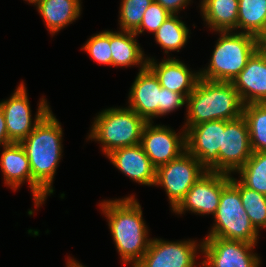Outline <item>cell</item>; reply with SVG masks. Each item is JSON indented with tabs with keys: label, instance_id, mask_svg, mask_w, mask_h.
Returning <instances> with one entry per match:
<instances>
[{
	"label": "cell",
	"instance_id": "5bb4252c",
	"mask_svg": "<svg viewBox=\"0 0 266 267\" xmlns=\"http://www.w3.org/2000/svg\"><path fill=\"white\" fill-rule=\"evenodd\" d=\"M195 241L151 239L148 250L134 267H195Z\"/></svg>",
	"mask_w": 266,
	"mask_h": 267
},
{
	"label": "cell",
	"instance_id": "ba28073f",
	"mask_svg": "<svg viewBox=\"0 0 266 267\" xmlns=\"http://www.w3.org/2000/svg\"><path fill=\"white\" fill-rule=\"evenodd\" d=\"M0 106L5 116L9 139L14 143H20L24 140L50 111L47 101L42 98L32 123L29 100L23 83L19 85L10 99L1 102Z\"/></svg>",
	"mask_w": 266,
	"mask_h": 267
},
{
	"label": "cell",
	"instance_id": "f1b7e54d",
	"mask_svg": "<svg viewBox=\"0 0 266 267\" xmlns=\"http://www.w3.org/2000/svg\"><path fill=\"white\" fill-rule=\"evenodd\" d=\"M82 49L87 51L97 63L112 66L110 31H104L92 36Z\"/></svg>",
	"mask_w": 266,
	"mask_h": 267
},
{
	"label": "cell",
	"instance_id": "1f68e13d",
	"mask_svg": "<svg viewBox=\"0 0 266 267\" xmlns=\"http://www.w3.org/2000/svg\"><path fill=\"white\" fill-rule=\"evenodd\" d=\"M165 8L171 15H177L178 11L187 6L191 0H154Z\"/></svg>",
	"mask_w": 266,
	"mask_h": 267
},
{
	"label": "cell",
	"instance_id": "8fae6325",
	"mask_svg": "<svg viewBox=\"0 0 266 267\" xmlns=\"http://www.w3.org/2000/svg\"><path fill=\"white\" fill-rule=\"evenodd\" d=\"M230 181V174L207 171L194 183L173 211L183 214L184 210H190L197 214L214 215L219 206L222 189Z\"/></svg>",
	"mask_w": 266,
	"mask_h": 267
},
{
	"label": "cell",
	"instance_id": "7a4b0ae2",
	"mask_svg": "<svg viewBox=\"0 0 266 267\" xmlns=\"http://www.w3.org/2000/svg\"><path fill=\"white\" fill-rule=\"evenodd\" d=\"M62 128L50 110L34 130L20 142L24 148L32 179L47 193L52 194V182L62 156Z\"/></svg>",
	"mask_w": 266,
	"mask_h": 267
},
{
	"label": "cell",
	"instance_id": "5b68a950",
	"mask_svg": "<svg viewBox=\"0 0 266 267\" xmlns=\"http://www.w3.org/2000/svg\"><path fill=\"white\" fill-rule=\"evenodd\" d=\"M146 123L129 107L109 108L97 115L88 139L100 141L103 153L108 155L116 149L139 144Z\"/></svg>",
	"mask_w": 266,
	"mask_h": 267
},
{
	"label": "cell",
	"instance_id": "d6986e66",
	"mask_svg": "<svg viewBox=\"0 0 266 267\" xmlns=\"http://www.w3.org/2000/svg\"><path fill=\"white\" fill-rule=\"evenodd\" d=\"M147 67L155 74L161 87L182 94L186 99L194 90L200 73H192L178 59H163L157 64L153 59H147Z\"/></svg>",
	"mask_w": 266,
	"mask_h": 267
},
{
	"label": "cell",
	"instance_id": "ac0fdd59",
	"mask_svg": "<svg viewBox=\"0 0 266 267\" xmlns=\"http://www.w3.org/2000/svg\"><path fill=\"white\" fill-rule=\"evenodd\" d=\"M232 84L244 105L266 103V59L256 51Z\"/></svg>",
	"mask_w": 266,
	"mask_h": 267
},
{
	"label": "cell",
	"instance_id": "6da1fadb",
	"mask_svg": "<svg viewBox=\"0 0 266 267\" xmlns=\"http://www.w3.org/2000/svg\"><path fill=\"white\" fill-rule=\"evenodd\" d=\"M109 219V228L123 262L134 267L148 250L151 239L142 217L140 204L134 196L107 200L100 204Z\"/></svg>",
	"mask_w": 266,
	"mask_h": 267
},
{
	"label": "cell",
	"instance_id": "7402d4cb",
	"mask_svg": "<svg viewBox=\"0 0 266 267\" xmlns=\"http://www.w3.org/2000/svg\"><path fill=\"white\" fill-rule=\"evenodd\" d=\"M135 37H137L136 34L130 31L118 33L110 31L112 66L128 67L138 64H140L141 68L147 66V58H143V51Z\"/></svg>",
	"mask_w": 266,
	"mask_h": 267
},
{
	"label": "cell",
	"instance_id": "4dcf8cb0",
	"mask_svg": "<svg viewBox=\"0 0 266 267\" xmlns=\"http://www.w3.org/2000/svg\"><path fill=\"white\" fill-rule=\"evenodd\" d=\"M186 100L187 99L182 94L161 87L160 115L163 116L182 107Z\"/></svg>",
	"mask_w": 266,
	"mask_h": 267
},
{
	"label": "cell",
	"instance_id": "d6a6232c",
	"mask_svg": "<svg viewBox=\"0 0 266 267\" xmlns=\"http://www.w3.org/2000/svg\"><path fill=\"white\" fill-rule=\"evenodd\" d=\"M13 143L8 136V132L6 129V123H5V116L2 110V107L0 106V145L6 146Z\"/></svg>",
	"mask_w": 266,
	"mask_h": 267
},
{
	"label": "cell",
	"instance_id": "52a82bcc",
	"mask_svg": "<svg viewBox=\"0 0 266 267\" xmlns=\"http://www.w3.org/2000/svg\"><path fill=\"white\" fill-rule=\"evenodd\" d=\"M208 170L187 150L157 168L155 185L165 188L172 210Z\"/></svg>",
	"mask_w": 266,
	"mask_h": 267
},
{
	"label": "cell",
	"instance_id": "cb8c5ba5",
	"mask_svg": "<svg viewBox=\"0 0 266 267\" xmlns=\"http://www.w3.org/2000/svg\"><path fill=\"white\" fill-rule=\"evenodd\" d=\"M242 116L248 124L252 151H266V103L243 105Z\"/></svg>",
	"mask_w": 266,
	"mask_h": 267
},
{
	"label": "cell",
	"instance_id": "4316f807",
	"mask_svg": "<svg viewBox=\"0 0 266 267\" xmlns=\"http://www.w3.org/2000/svg\"><path fill=\"white\" fill-rule=\"evenodd\" d=\"M230 182L239 190L242 205L254 228L258 231L260 227H266V196L245 187L235 178L231 177Z\"/></svg>",
	"mask_w": 266,
	"mask_h": 267
},
{
	"label": "cell",
	"instance_id": "7c38bea8",
	"mask_svg": "<svg viewBox=\"0 0 266 267\" xmlns=\"http://www.w3.org/2000/svg\"><path fill=\"white\" fill-rule=\"evenodd\" d=\"M147 122L141 134V146L152 164L158 168L167 164L186 151V131L183 129L182 135L169 127L152 125Z\"/></svg>",
	"mask_w": 266,
	"mask_h": 267
},
{
	"label": "cell",
	"instance_id": "30bf717a",
	"mask_svg": "<svg viewBox=\"0 0 266 267\" xmlns=\"http://www.w3.org/2000/svg\"><path fill=\"white\" fill-rule=\"evenodd\" d=\"M256 244L206 237L200 244L206 259L202 267H259L260 258L251 253Z\"/></svg>",
	"mask_w": 266,
	"mask_h": 267
},
{
	"label": "cell",
	"instance_id": "83f0119b",
	"mask_svg": "<svg viewBox=\"0 0 266 267\" xmlns=\"http://www.w3.org/2000/svg\"><path fill=\"white\" fill-rule=\"evenodd\" d=\"M154 0H122L120 7V28L122 31L135 32L142 21L145 11Z\"/></svg>",
	"mask_w": 266,
	"mask_h": 267
},
{
	"label": "cell",
	"instance_id": "d590c367",
	"mask_svg": "<svg viewBox=\"0 0 266 267\" xmlns=\"http://www.w3.org/2000/svg\"><path fill=\"white\" fill-rule=\"evenodd\" d=\"M26 1V0H25ZM27 1H29L30 3H35L37 0H27Z\"/></svg>",
	"mask_w": 266,
	"mask_h": 267
},
{
	"label": "cell",
	"instance_id": "3957f363",
	"mask_svg": "<svg viewBox=\"0 0 266 267\" xmlns=\"http://www.w3.org/2000/svg\"><path fill=\"white\" fill-rule=\"evenodd\" d=\"M187 103L185 131L194 125L212 121H231L243 114V103L232 82L210 81L199 78Z\"/></svg>",
	"mask_w": 266,
	"mask_h": 267
},
{
	"label": "cell",
	"instance_id": "836d02e7",
	"mask_svg": "<svg viewBox=\"0 0 266 267\" xmlns=\"http://www.w3.org/2000/svg\"><path fill=\"white\" fill-rule=\"evenodd\" d=\"M256 51L266 59V28L256 37Z\"/></svg>",
	"mask_w": 266,
	"mask_h": 267
},
{
	"label": "cell",
	"instance_id": "e575fe53",
	"mask_svg": "<svg viewBox=\"0 0 266 267\" xmlns=\"http://www.w3.org/2000/svg\"><path fill=\"white\" fill-rule=\"evenodd\" d=\"M67 267H84L82 266L79 262H77L76 260H73V259H68V262H67Z\"/></svg>",
	"mask_w": 266,
	"mask_h": 267
},
{
	"label": "cell",
	"instance_id": "9c48e42d",
	"mask_svg": "<svg viewBox=\"0 0 266 267\" xmlns=\"http://www.w3.org/2000/svg\"><path fill=\"white\" fill-rule=\"evenodd\" d=\"M253 153L246 119L222 120V147L219 149V172L238 171Z\"/></svg>",
	"mask_w": 266,
	"mask_h": 267
},
{
	"label": "cell",
	"instance_id": "e0dca14e",
	"mask_svg": "<svg viewBox=\"0 0 266 267\" xmlns=\"http://www.w3.org/2000/svg\"><path fill=\"white\" fill-rule=\"evenodd\" d=\"M107 156L111 163L130 179L144 185H155L157 168L140 143L116 149Z\"/></svg>",
	"mask_w": 266,
	"mask_h": 267
},
{
	"label": "cell",
	"instance_id": "f546056e",
	"mask_svg": "<svg viewBox=\"0 0 266 267\" xmlns=\"http://www.w3.org/2000/svg\"><path fill=\"white\" fill-rule=\"evenodd\" d=\"M170 16L171 14L165 8L154 1L145 11L141 24L134 33L141 34L145 29L155 33Z\"/></svg>",
	"mask_w": 266,
	"mask_h": 267
},
{
	"label": "cell",
	"instance_id": "277c9868",
	"mask_svg": "<svg viewBox=\"0 0 266 267\" xmlns=\"http://www.w3.org/2000/svg\"><path fill=\"white\" fill-rule=\"evenodd\" d=\"M220 38L207 69L200 78L210 81L232 82L256 52V38L246 33L219 32Z\"/></svg>",
	"mask_w": 266,
	"mask_h": 267
},
{
	"label": "cell",
	"instance_id": "4fadbf2b",
	"mask_svg": "<svg viewBox=\"0 0 266 267\" xmlns=\"http://www.w3.org/2000/svg\"><path fill=\"white\" fill-rule=\"evenodd\" d=\"M222 120H212L186 130V150L208 170L219 172Z\"/></svg>",
	"mask_w": 266,
	"mask_h": 267
},
{
	"label": "cell",
	"instance_id": "484cf974",
	"mask_svg": "<svg viewBox=\"0 0 266 267\" xmlns=\"http://www.w3.org/2000/svg\"><path fill=\"white\" fill-rule=\"evenodd\" d=\"M237 172L245 187L266 196V151L253 152Z\"/></svg>",
	"mask_w": 266,
	"mask_h": 267
},
{
	"label": "cell",
	"instance_id": "ffe728a7",
	"mask_svg": "<svg viewBox=\"0 0 266 267\" xmlns=\"http://www.w3.org/2000/svg\"><path fill=\"white\" fill-rule=\"evenodd\" d=\"M34 4L52 35L71 24L81 13L80 0H37Z\"/></svg>",
	"mask_w": 266,
	"mask_h": 267
},
{
	"label": "cell",
	"instance_id": "2e32d148",
	"mask_svg": "<svg viewBox=\"0 0 266 267\" xmlns=\"http://www.w3.org/2000/svg\"><path fill=\"white\" fill-rule=\"evenodd\" d=\"M128 97V107L146 122H152L153 117L160 116L161 85L147 66L140 68Z\"/></svg>",
	"mask_w": 266,
	"mask_h": 267
},
{
	"label": "cell",
	"instance_id": "44dd1931",
	"mask_svg": "<svg viewBox=\"0 0 266 267\" xmlns=\"http://www.w3.org/2000/svg\"><path fill=\"white\" fill-rule=\"evenodd\" d=\"M239 0H202L201 12L209 27L218 32L238 28Z\"/></svg>",
	"mask_w": 266,
	"mask_h": 267
},
{
	"label": "cell",
	"instance_id": "603a6c76",
	"mask_svg": "<svg viewBox=\"0 0 266 267\" xmlns=\"http://www.w3.org/2000/svg\"><path fill=\"white\" fill-rule=\"evenodd\" d=\"M238 28L257 36L266 28V0H239Z\"/></svg>",
	"mask_w": 266,
	"mask_h": 267
},
{
	"label": "cell",
	"instance_id": "9a60e30c",
	"mask_svg": "<svg viewBox=\"0 0 266 267\" xmlns=\"http://www.w3.org/2000/svg\"><path fill=\"white\" fill-rule=\"evenodd\" d=\"M0 157V166L5 184L17 189L24 181H28L33 194L35 206L39 207L45 201L47 193L32 179L29 159L20 143L4 146Z\"/></svg>",
	"mask_w": 266,
	"mask_h": 267
},
{
	"label": "cell",
	"instance_id": "8992f818",
	"mask_svg": "<svg viewBox=\"0 0 266 267\" xmlns=\"http://www.w3.org/2000/svg\"><path fill=\"white\" fill-rule=\"evenodd\" d=\"M213 216L216 223L207 237L257 243L258 231L246 214L239 190L231 182L222 189L219 206Z\"/></svg>",
	"mask_w": 266,
	"mask_h": 267
},
{
	"label": "cell",
	"instance_id": "d4e9b609",
	"mask_svg": "<svg viewBox=\"0 0 266 267\" xmlns=\"http://www.w3.org/2000/svg\"><path fill=\"white\" fill-rule=\"evenodd\" d=\"M157 44H159L165 53L169 51L179 52L189 36V29L184 22L180 21L177 15H171L154 33Z\"/></svg>",
	"mask_w": 266,
	"mask_h": 267
}]
</instances>
